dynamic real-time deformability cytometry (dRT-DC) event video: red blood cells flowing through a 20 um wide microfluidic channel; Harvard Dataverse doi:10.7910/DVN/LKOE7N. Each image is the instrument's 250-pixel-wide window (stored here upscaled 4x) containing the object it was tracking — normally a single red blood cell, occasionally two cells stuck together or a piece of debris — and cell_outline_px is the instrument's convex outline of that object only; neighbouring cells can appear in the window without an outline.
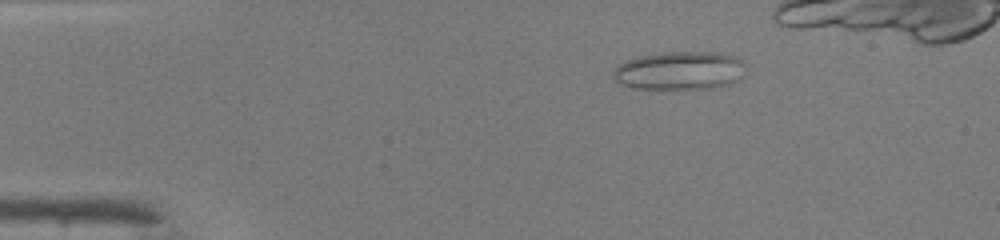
{"species": "common noctule bat (a hibernating species)", "species_latin": "Nyctalus noctula", "temperature_condition": "warm", "stored_images_in_passage": 35, "camera_frame_rate_fps": 3000, "um_per_image_px": 0.085, "animal": {"sex": "male", "body_mass_g": 19.0, "forearm_length_mm": 50.8}, "frame": {"image": 1, "passage_image": 2, "time_ms": 0.333, "image_size_px": [1000, 240], "cell_outline_px": [[744, 64], [740, 80], [728, 84], [712, 88], [632, 88], [616, 84], [612, 76], [612, 72], [620, 64], [628, 60], [640, 56], [664, 52], [720, 52], [732, 56], [740, 60]], "centroid_in_image_um": [57.73, 6.0], "position_along_channel_um": 27.3, "area_um2": 29.48}}
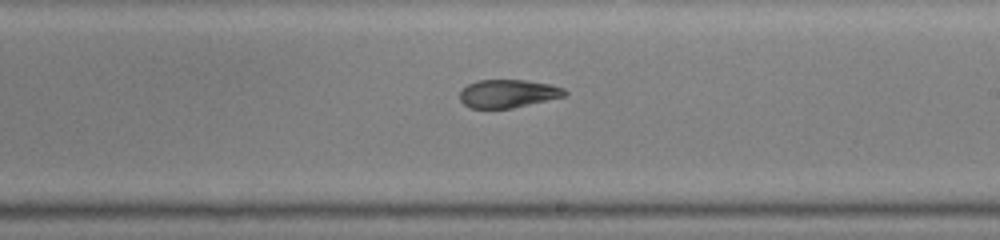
{"frame": {"image": 2, "passage_image": 22, "time_ms": 7.0, "image_size_px": [1000, 240], "cell_outline_px": [[568, 92], [564, 96], [512, 108], [472, 108], [464, 104], [460, 100], [460, 92], [468, 84], [476, 80], [528, 80], [552, 84], [564, 88]], "centroid_in_image_um": [43.19, 7.94], "position_along_channel_um": 245.8, "area_um2": 17.17}}
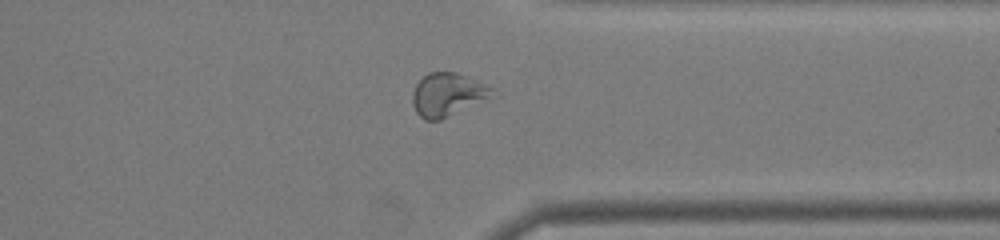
{"frame": {"image": 3, "passage_image": 31, "time_ms": 10.0, "image_size_px": [1000, 240], "cell_outline_px": [[492, 88], [488, 96], [440, 120], [424, 120], [416, 112], [412, 104], [412, 92], [416, 84], [428, 72], [456, 72]], "centroid_in_image_um": [37.9, 8.03], "position_along_channel_um": 373.5, "area_um2": 19.13}}